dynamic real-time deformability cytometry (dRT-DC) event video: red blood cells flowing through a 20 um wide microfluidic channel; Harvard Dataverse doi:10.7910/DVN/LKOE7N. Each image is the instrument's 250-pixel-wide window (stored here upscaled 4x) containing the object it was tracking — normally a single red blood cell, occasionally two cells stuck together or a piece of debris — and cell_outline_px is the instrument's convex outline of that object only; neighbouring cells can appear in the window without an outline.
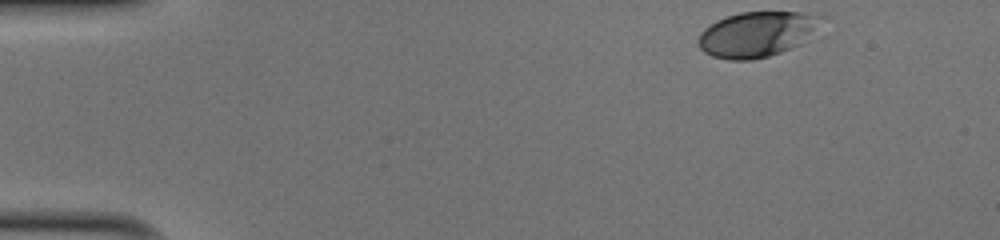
{"species": "human", "species_latin": "Homo sapiens", "temperature_condition": "cold", "stored_images_in_passage": 37, "camera_frame_rate_fps": 3000, "um_per_image_px": 0.085, "donor": {"sex": "male"}, "frame": {"image": 1, "passage_image": 1, "time_ms": 0.0, "image_size_px": [1000, 240], "cell_outline_px": [[832, 16], [816, 40], [768, 56], [752, 60], [728, 60], [712, 56], [704, 52], [700, 48], [696, 40], [700, 32], [704, 28], [716, 20], [740, 12], [800, 12]], "centroid_in_image_um": [64.57, 2.89], "position_along_channel_um": 20.4, "area_um2": 34.33}}
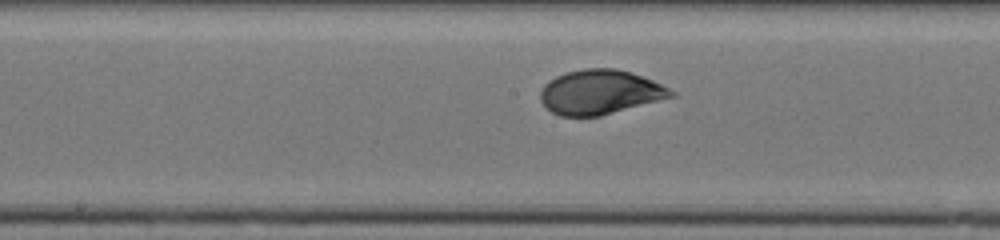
{"frame": {"image": 2, "passage_image": 22, "time_ms": 7.0, "image_size_px": [1000, 240], "cell_outline_px": [[676, 96], [600, 116], [560, 116], [552, 112], [540, 100], [540, 92], [544, 84], [548, 80], [564, 72], [584, 68], [616, 68], [652, 80], [676, 92]], "centroid_in_image_um": [50.98, 7.83], "position_along_channel_um": 197.2, "area_um2": 33.81}}
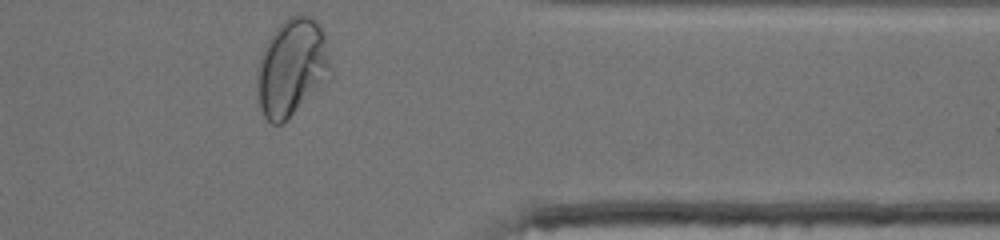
{"frame": {"image": 3, "passage_image": 37, "time_ms": 12.0, "image_size_px": [1000, 240], "cell_outline_px": [[332, 80], [284, 124], [272, 124], [264, 116], [260, 108], [256, 88], [256, 76], [260, 56], [272, 32], [288, 16], [308, 16], [324, 32], [332, 64]], "centroid_in_image_um": [24.85, 5.82], "position_along_channel_um": 386.6, "area_um2": 42.77}, "authors_computed_cell_mechanics": {"area_um2": 33.2928, "velocity_mm_per_s": 4.0228, "shape_relaxation_time_tau1_ms": 5.7957, "shape_relaxation_time_tau2_ms": null, "deformation_change_tau1": 0.1939, "deformation_change_tau2": null}}